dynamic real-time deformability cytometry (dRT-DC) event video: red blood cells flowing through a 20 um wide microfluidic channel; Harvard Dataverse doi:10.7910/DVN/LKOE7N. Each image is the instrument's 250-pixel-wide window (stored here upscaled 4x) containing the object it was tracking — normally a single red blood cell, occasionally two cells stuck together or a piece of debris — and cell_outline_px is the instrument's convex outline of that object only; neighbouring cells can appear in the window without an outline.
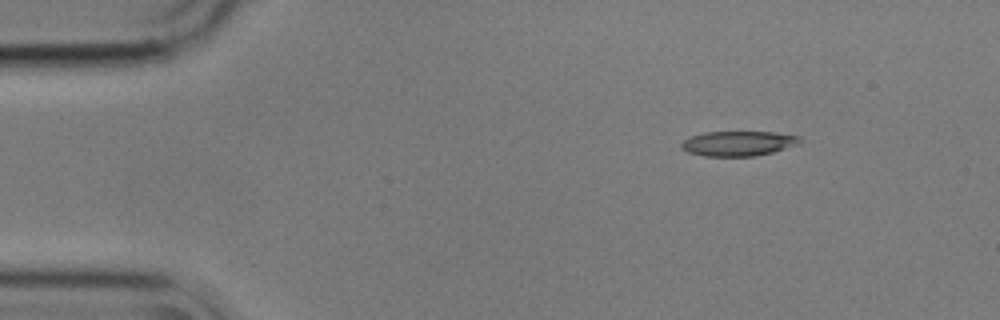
{"species": "common noctule bat (a hibernating species)", "species_latin": "Nyctalus noctula", "temperature_condition": "cold", "stored_images_in_passage": 49, "camera_frame_rate_fps": 3000, "um_per_image_px": 0.085, "animal": {"sex": "male", "body_mass_g": 17.9}, "frame": {"image": 1, "passage_image": 1, "time_ms": 0.0, "image_size_px": [1000, 320], "cell_outline_px": [[804, 140], [800, 144], [772, 152], [752, 156], [704, 156], [688, 152], [680, 148], [680, 144], [684, 140], [692, 136], [704, 132], [776, 132], [800, 136]], "centroid_in_image_um": [62.78, 12.19], "position_along_channel_um": 22.2, "area_um2": 17.28}}
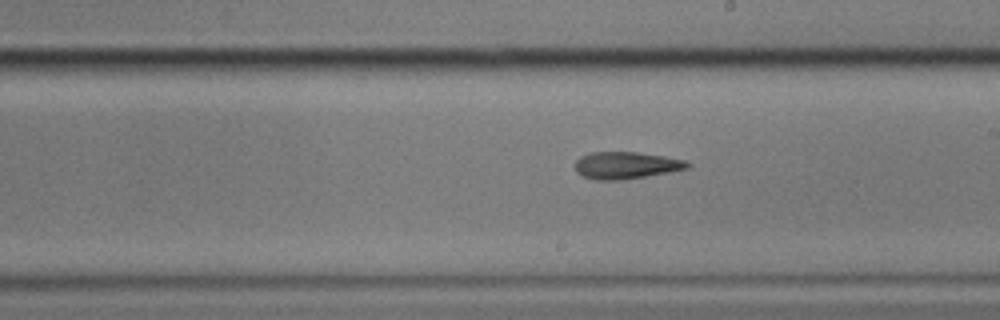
{"frame": {"image": 2, "passage_image": 25, "time_ms": 8.0, "image_size_px": [1000, 320], "cell_outline_px": [[692, 164], [688, 168], [672, 172], [620, 180], [596, 180], [580, 176], [576, 172], [576, 160], [580, 156], [592, 152], [636, 152], [664, 156], [684, 160]], "centroid_in_image_um": [53.2, 14.06], "position_along_channel_um": 235.8, "area_um2": 17.8}}
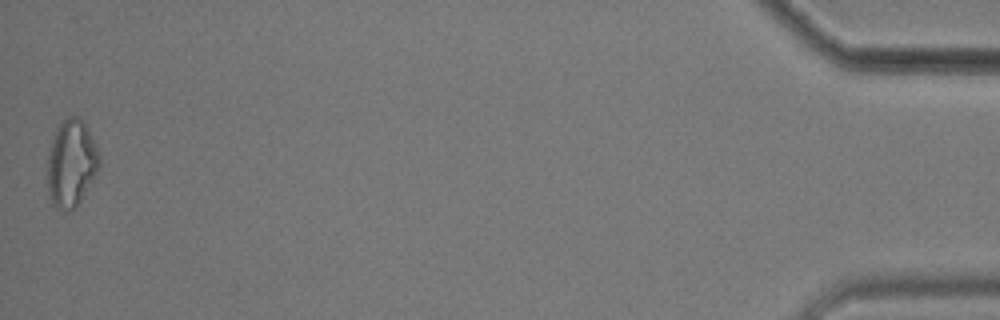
{"frame": {"image": 3, "passage_image": 49, "time_ms": 16.0, "image_size_px": [1000, 320], "cell_outline_px": [[100, 168], [96, 176], [80, 200], [72, 208], [64, 212], [56, 208], [52, 204], [48, 192], [48, 156], [52, 140], [56, 128], [68, 116], [76, 116], [84, 124], [100, 152]], "centroid_in_image_um": [6.07, 13.9], "position_along_channel_um": 429.1, "area_um2": 26.13}, "authors_computed_cell_mechanics": {"area_um2": 18.1492, "velocity_mm_per_s": 3.577, "shape_relaxation_time_tau1_ms": null, "shape_relaxation_time_tau2_ms": 6.4039, "deformation_change_tau1": null, "deformation_change_tau2": 0.1586}}